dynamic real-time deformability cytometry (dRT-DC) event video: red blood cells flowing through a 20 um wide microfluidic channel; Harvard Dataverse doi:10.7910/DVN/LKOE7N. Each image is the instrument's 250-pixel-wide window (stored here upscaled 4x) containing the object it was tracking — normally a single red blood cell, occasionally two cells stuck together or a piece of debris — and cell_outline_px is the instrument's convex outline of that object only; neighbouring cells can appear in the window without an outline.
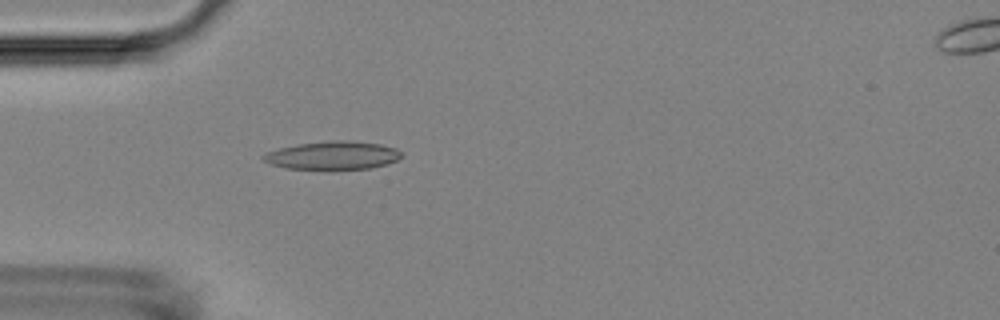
{"species": "Egyptian fruit bat (a non-hibernating species)", "species_latin": "Rousettus aegyptiacus", "temperature_condition": "room temperature", "stored_images_in_passage": 54, "camera_frame_rate_fps": 3000, "um_per_image_px": 0.085, "animal": {"sex": "female"}, "frame": {"image": 1, "passage_image": 16, "time_ms": 5.0, "image_size_px": [1000, 320], "cell_outline_px": [[404, 156], [388, 164], [372, 168], [332, 172], [328, 172], [284, 168], [272, 164], [264, 160], [260, 156], [268, 152], [280, 148], [296, 144], [332, 140], [352, 140], [380, 144], [396, 148]], "centroid_in_image_um": [28.3, 13.25], "position_along_channel_um": 56.7, "area_um2": 23.81}}
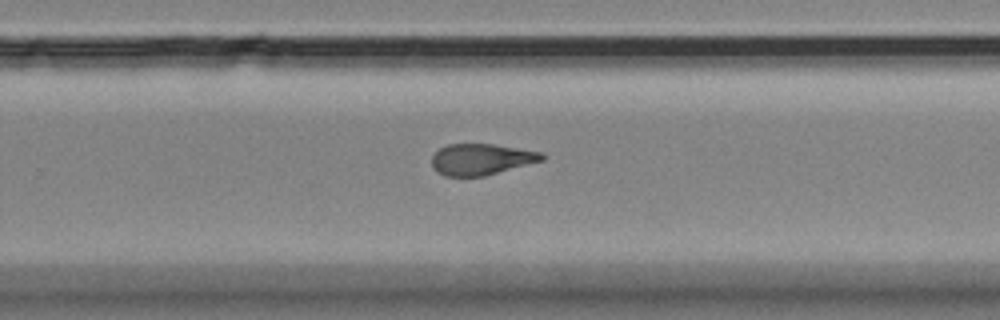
{"frame": {"image": 2, "passage_image": 35, "time_ms": 11.333, "image_size_px": [1000, 320], "cell_outline_px": [[544, 160], [484, 176], [444, 176], [436, 172], [432, 164], [432, 156], [440, 148], [448, 144], [492, 144], [540, 152], [544, 156]], "centroid_in_image_um": [40.87, 13.55], "position_along_channel_um": 288.9, "area_um2": 19.83}}
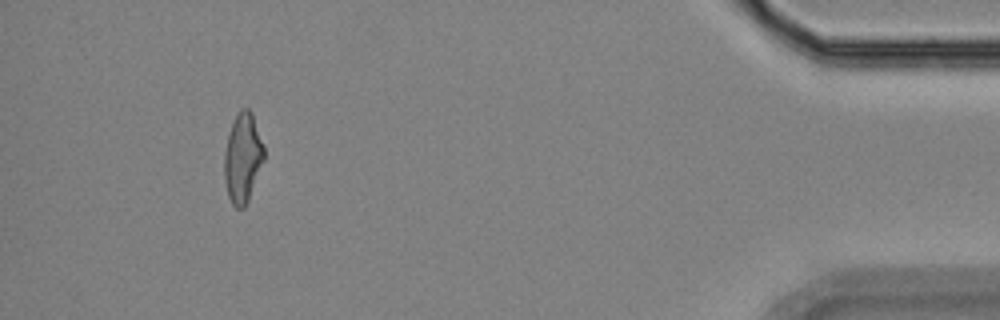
{"frame": {"image": 3, "passage_image": 50, "time_ms": 16.333, "image_size_px": [1000, 320], "cell_outline_px": [[264, 160], [248, 200], [244, 208], [236, 208], [232, 204], [228, 196], [224, 180], [224, 152], [228, 136], [232, 124], [240, 108], [248, 108], [252, 112], [264, 148]], "centroid_in_image_um": [20.62, 13.43], "position_along_channel_um": 414.6, "area_um2": 20.58}, "authors_computed_cell_mechanics": {"area_um2": 20.8658, "velocity_mm_per_s": 3.7291, "shape_relaxation_time_tau1_ms": null, "shape_relaxation_time_tau2_ms": 3.9638, "deformation_change_tau1": null, "deformation_change_tau2": 0.1395}}